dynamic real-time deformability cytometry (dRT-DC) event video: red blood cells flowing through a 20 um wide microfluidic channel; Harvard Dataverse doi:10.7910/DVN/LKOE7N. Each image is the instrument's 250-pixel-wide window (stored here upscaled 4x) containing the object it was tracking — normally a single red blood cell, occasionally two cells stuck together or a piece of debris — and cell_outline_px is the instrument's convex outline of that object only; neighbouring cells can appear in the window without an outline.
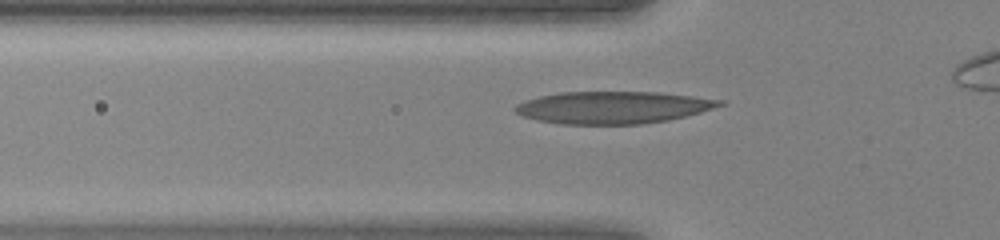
{"species": "human", "species_latin": "Homo sapiens", "temperature_condition": "warm", "stored_images_in_passage": 27, "camera_frame_rate_fps": 3000, "um_per_image_px": 0.085, "donor": {"sex": "female"}, "frame": {"image": 1, "passage_image": 2, "time_ms": 0.333, "image_size_px": [1000, 240], "cell_outline_px": [[724, 104], [700, 112], [668, 120], [640, 124], [560, 124], [536, 120], [524, 116], [516, 112], [512, 108], [516, 104], [540, 96], [560, 92], [660, 92], [724, 100]], "centroid_in_image_um": [52.08, 9.13], "position_along_channel_um": 73.7, "area_um2": 38.21}}
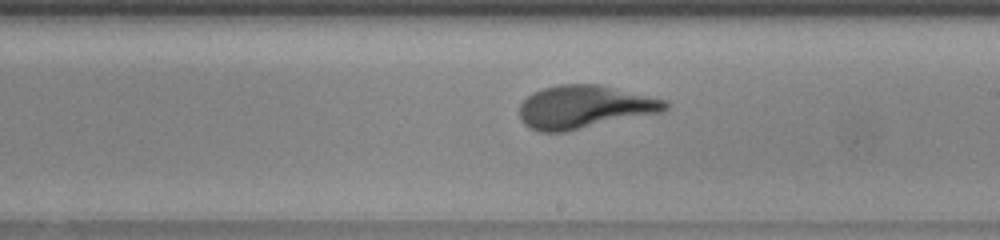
{"frame": {"image": 2, "passage_image": 13, "time_ms": 4.0, "image_size_px": [1000, 240], "cell_outline_px": [[668, 108], [664, 112], [568, 132], [540, 132], [524, 124], [520, 120], [520, 104], [532, 92], [544, 88], [560, 84], [600, 84], [668, 100]], "centroid_in_image_um": [49.72, 9.1], "position_along_channel_um": 239.3, "area_um2": 37.11}}
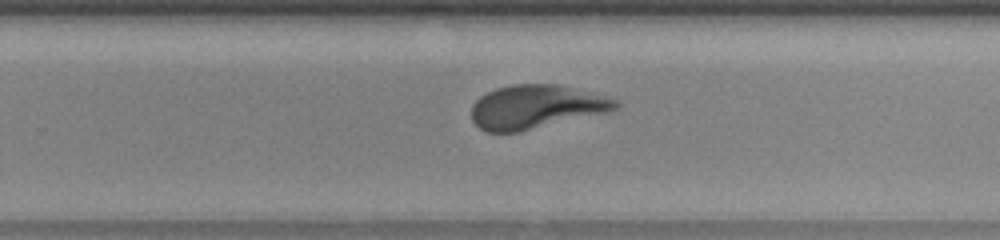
{"frame": {"image": 3, "passage_image": 16, "time_ms": 5.0, "image_size_px": [1000, 240], "cell_outline_px": [[620, 108], [612, 112], [520, 132], [484, 132], [472, 120], [472, 104], [480, 96], [496, 88], [512, 84], [556, 84], [620, 100]], "centroid_in_image_um": [45.6, 9.1], "position_along_channel_um": 284.2, "area_um2": 37.11}}